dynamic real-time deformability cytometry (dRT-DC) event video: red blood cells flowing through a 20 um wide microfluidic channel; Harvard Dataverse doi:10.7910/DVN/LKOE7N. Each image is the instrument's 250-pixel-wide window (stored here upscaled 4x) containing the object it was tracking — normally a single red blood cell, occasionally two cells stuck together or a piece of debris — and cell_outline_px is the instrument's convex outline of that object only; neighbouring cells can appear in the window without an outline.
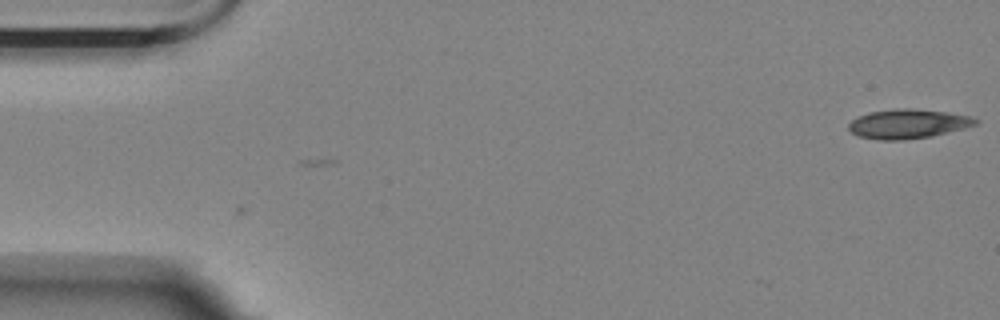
{"species": "Egyptian fruit bat (a non-hibernating species)", "species_latin": "Rousettus aegyptiacus", "temperature_condition": "room temperature", "stored_images_in_passage": 2, "camera_frame_rate_fps": 3000, "um_per_image_px": 0.085, "animal": {"sex": "female"}, "frame": {"image": 1, "passage_image": 2, "time_ms": 0.333, "image_size_px": [1000, 320], "cell_outline_px": [[980, 120], [976, 124], [964, 128], [932, 136], [904, 140], [880, 140], [856, 136], [848, 128], [848, 124], [856, 116], [868, 112], [896, 108], [912, 108], [948, 112], [968, 116]], "centroid_in_image_um": [77.13, 10.52], "position_along_channel_um": 7.9, "area_um2": 21.85}}